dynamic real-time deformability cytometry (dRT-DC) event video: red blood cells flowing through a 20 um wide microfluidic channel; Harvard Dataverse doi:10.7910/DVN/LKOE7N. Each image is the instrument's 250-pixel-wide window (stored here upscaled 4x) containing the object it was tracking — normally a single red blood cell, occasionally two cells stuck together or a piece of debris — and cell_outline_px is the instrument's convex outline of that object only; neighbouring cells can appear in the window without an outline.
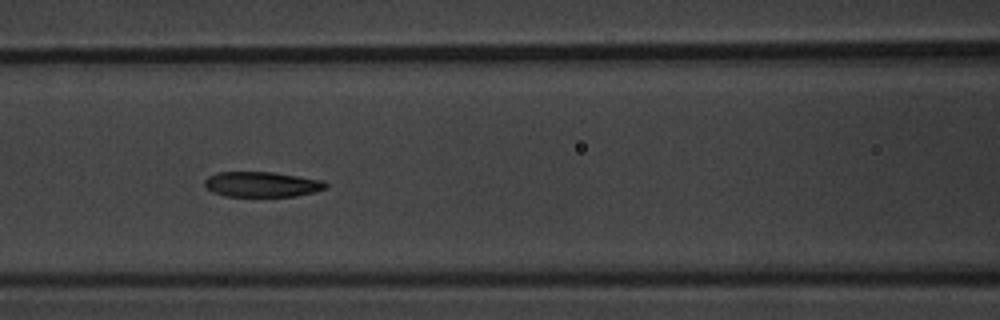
{"species": "common noctule bat (a hibernating species)", "species_latin": "Nyctalus noctula", "temperature_condition": "warm", "stored_images_in_passage": 7, "camera_frame_rate_fps": 3000, "um_per_image_px": 0.085, "animal": {"sex": "male", "body_mass_g": 20.1, "forearm_length_mm": 53.5}, "frame": {"image": 1, "passage_image": 6, "time_ms": 6.667, "image_size_px": [1000, 320], "cell_outline_px": [[328, 188], [316, 192], [296, 196], [224, 196], [212, 192], [204, 184], [204, 180], [208, 176], [216, 172], [272, 172], [324, 180], [328, 184]], "centroid_in_image_um": [22.29, 15.67], "position_along_channel_um": 144.3, "area_um2": 17.98}}
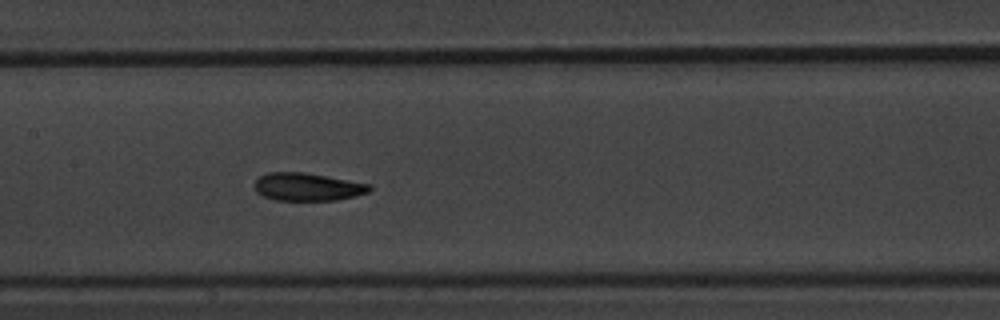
{"frame": {"image": 2, "passage_image": 7, "time_ms": 7.667, "image_size_px": [1000, 320], "cell_outline_px": [[372, 188], [368, 192], [356, 196], [336, 200], [276, 200], [264, 196], [256, 192], [252, 184], [260, 176], [268, 172], [304, 172], [372, 184]], "centroid_in_image_um": [26.13, 15.88], "position_along_channel_um": 181.3, "area_um2": 18.79}}